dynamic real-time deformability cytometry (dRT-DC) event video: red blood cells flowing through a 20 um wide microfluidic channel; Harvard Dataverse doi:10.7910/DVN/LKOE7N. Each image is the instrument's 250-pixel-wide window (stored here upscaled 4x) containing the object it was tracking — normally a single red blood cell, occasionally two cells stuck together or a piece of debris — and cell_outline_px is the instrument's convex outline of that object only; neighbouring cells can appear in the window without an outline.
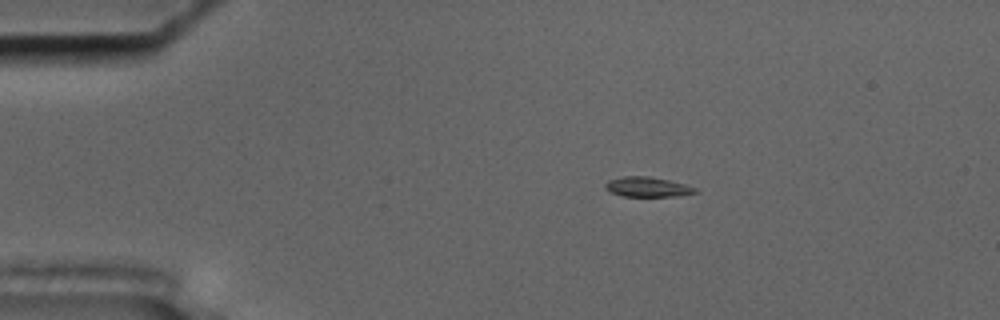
{"species": "common noctule bat (a hibernating species)", "species_latin": "Nyctalus noctula", "temperature_condition": "cold", "stored_images_in_passage": 47, "camera_frame_rate_fps": 3000, "um_per_image_px": 0.085, "animal": {"sex": "male", "body_mass_g": 17.5, "forearm_length_mm": 52.3}, "frame": {"image": 1, "passage_image": 2, "time_ms": 0.333, "image_size_px": [1000, 320], "cell_outline_px": [[700, 192], [680, 196], [624, 196], [608, 192], [604, 188], [604, 184], [608, 180], [624, 176], [648, 176], [668, 180], [684, 184], [696, 188]], "centroid_in_image_um": [55.02, 15.89], "position_along_channel_um": 30.0, "area_um2": 10.52}}
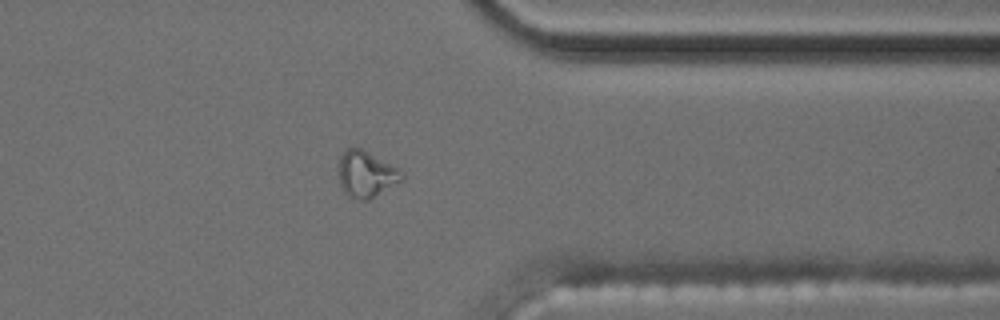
{"frame": {"image": 2, "passage_image": 36, "time_ms": 11.667, "image_size_px": [1000, 320], "cell_outline_px": [[404, 180], [368, 200], [356, 200], [348, 196], [344, 192], [340, 184], [340, 156], [348, 148], [360, 148], [400, 168], [404, 172]], "centroid_in_image_um": [31.18, 14.82], "position_along_channel_um": 380.2, "area_um2": 17.05}}
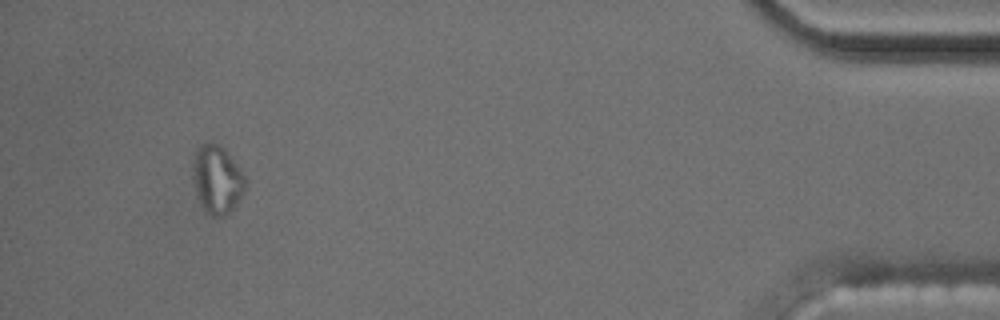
{"frame": {"image": 3, "passage_image": 44, "time_ms": 14.333, "image_size_px": [1000, 320], "cell_outline_px": [[244, 188], [236, 204], [224, 216], [212, 216], [200, 204], [192, 180], [192, 164], [196, 152], [204, 144], [216, 144], [224, 148], [240, 168], [244, 176]], "centroid_in_image_um": [18.42, 15.26], "position_along_channel_um": 416.8, "area_um2": 20.29}, "authors_computed_cell_mechanics": {"area_um2": 11.3288, "velocity_mm_per_s": 3.626, "shape_relaxation_time_tau1_ms": null, "shape_relaxation_time_tau2_ms": 2.2271, "deformation_change_tau1": null, "deformation_change_tau2": 0.0966}}